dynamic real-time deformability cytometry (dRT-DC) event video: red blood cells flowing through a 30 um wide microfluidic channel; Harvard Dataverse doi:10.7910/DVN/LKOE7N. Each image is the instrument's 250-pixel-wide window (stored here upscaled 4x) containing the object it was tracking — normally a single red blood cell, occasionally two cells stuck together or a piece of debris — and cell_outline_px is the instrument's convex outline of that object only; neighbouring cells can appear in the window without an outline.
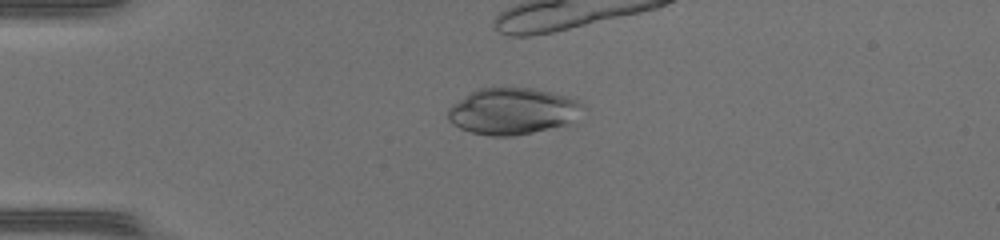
{"species": "common noctule bat (a hibernating species)", "species_latin": "Nyctalus noctula", "temperature_condition": "warm", "stored_images_in_passage": 33, "camera_frame_rate_fps": 3000, "um_per_image_px": 0.085, "animal": {"sex": "female", "body_mass_g": 17.0, "forearm_length_mm": 48.0}, "frame": {"image": 1, "passage_image": 6, "time_ms": 1.667, "image_size_px": [1000, 240], "cell_outline_px": [[580, 104], [568, 124], [532, 132], [512, 136], [492, 136], [472, 132], [460, 128], [452, 124], [448, 120], [448, 108], [452, 104], [472, 92], [480, 88], [532, 88], [564, 96], [576, 100]], "centroid_in_image_um": [43.45, 9.46], "position_along_channel_um": 41.6, "area_um2": 35.43}}